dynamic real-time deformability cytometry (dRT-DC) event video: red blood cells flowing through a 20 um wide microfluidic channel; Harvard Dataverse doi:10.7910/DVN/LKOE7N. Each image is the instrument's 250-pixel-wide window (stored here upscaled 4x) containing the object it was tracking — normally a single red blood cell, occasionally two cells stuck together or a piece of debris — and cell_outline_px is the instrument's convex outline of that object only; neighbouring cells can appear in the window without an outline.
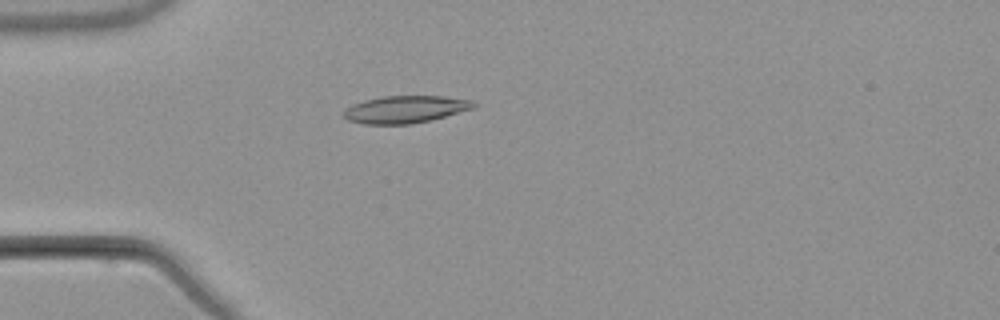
{"species": "common noctule bat (a hibernating species)", "species_latin": "Nyctalus noctula", "temperature_condition": "warm", "stored_images_in_passage": 4, "camera_frame_rate_fps": 3000, "um_per_image_px": 0.085, "animal": {"sex": "male", "body_mass_g": 21.5, "forearm_length_mm": 52.0}, "frame": {"image": 1, "passage_image": 4, "time_ms": 6.667, "image_size_px": [1000, 320], "cell_outline_px": [[480, 104], [476, 108], [432, 120], [412, 124], [364, 124], [348, 120], [344, 116], [344, 112], [352, 104], [364, 100], [384, 96], [444, 96], [472, 100]], "centroid_in_image_um": [34.54, 9.29], "position_along_channel_um": 50.5, "area_um2": 20.87}}